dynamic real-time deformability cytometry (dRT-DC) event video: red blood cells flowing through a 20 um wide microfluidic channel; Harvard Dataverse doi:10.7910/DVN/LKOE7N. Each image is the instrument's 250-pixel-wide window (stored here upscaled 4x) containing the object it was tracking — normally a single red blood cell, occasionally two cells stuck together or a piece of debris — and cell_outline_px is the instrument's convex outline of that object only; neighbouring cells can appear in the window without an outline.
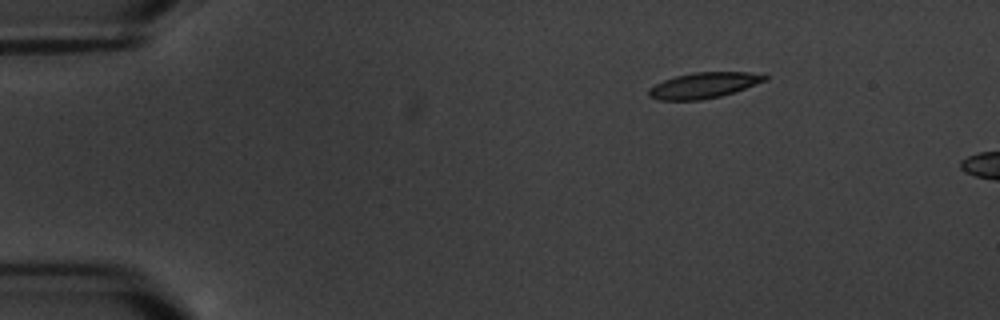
{"species": "common noctule bat (a hibernating species)", "species_latin": "Nyctalus noctula", "temperature_condition": "warm", "stored_images_in_passage": 3, "camera_frame_rate_fps": 3000, "um_per_image_px": 0.085, "animal": {"sex": "male", "body_mass_g": 20.1, "forearm_length_mm": 53.5}, "frame": {"image": 1, "passage_image": 1, "time_ms": 0.0, "image_size_px": [1000, 320], "cell_outline_px": [[768, 80], [720, 96], [700, 100], [660, 100], [648, 96], [648, 88], [664, 80], [676, 76], [692, 72], [748, 72], [768, 76]], "centroid_in_image_um": [59.79, 7.25], "position_along_channel_um": 25.2, "area_um2": 17.22}}